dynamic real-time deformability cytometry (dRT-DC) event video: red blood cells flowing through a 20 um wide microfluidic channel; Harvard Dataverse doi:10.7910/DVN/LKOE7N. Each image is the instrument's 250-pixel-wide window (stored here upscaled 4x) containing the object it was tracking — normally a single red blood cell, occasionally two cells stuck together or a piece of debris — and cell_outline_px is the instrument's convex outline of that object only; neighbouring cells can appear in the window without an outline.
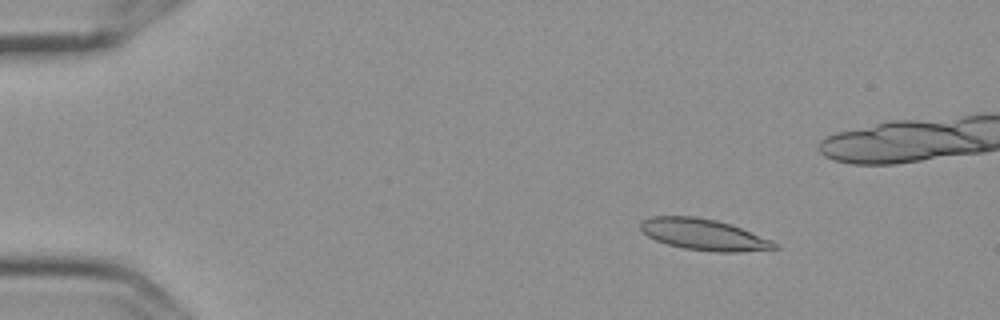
{"species": "Egyptian fruit bat (a non-hibernating species)", "species_latin": "Rousettus aegyptiacus", "temperature_condition": "cold", "stored_images_in_passage": 11, "camera_frame_rate_fps": 3000, "um_per_image_px": 0.085, "frame": {"image": 1, "passage_image": 1, "time_ms": 0.0, "image_size_px": [1000, 320], "cell_outline_px": [[780, 248], [740, 252], [716, 252], [684, 248], [668, 244], [656, 240], [648, 236], [640, 228], [640, 220], [648, 216], [696, 216], [716, 220], [740, 228], [772, 240]], "centroid_in_image_um": [59.78, 19.93], "position_along_channel_um": 25.2, "area_um2": 24.28}}
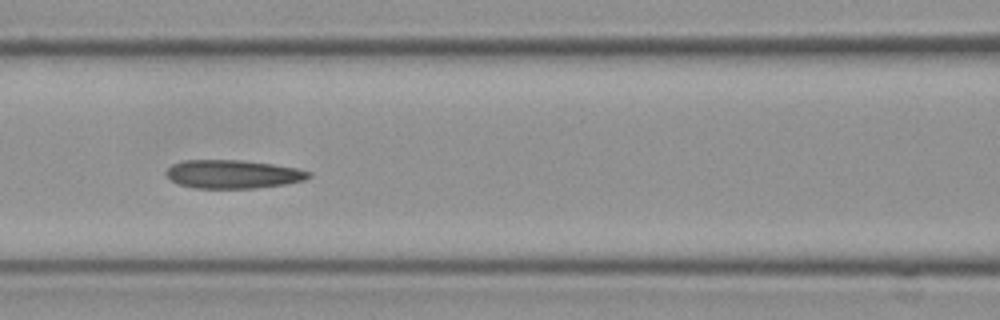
{"frame": {"image": 2, "passage_image": 6, "time_ms": 1.667, "image_size_px": [1000, 320], "cell_outline_px": [[312, 176], [304, 180], [284, 184], [256, 188], [196, 188], [180, 184], [172, 180], [164, 172], [172, 164], [184, 160], [240, 160], [272, 164], [296, 168], [312, 172]], "centroid_in_image_um": [19.81, 14.8], "position_along_channel_um": 146.8, "area_um2": 23.52}}
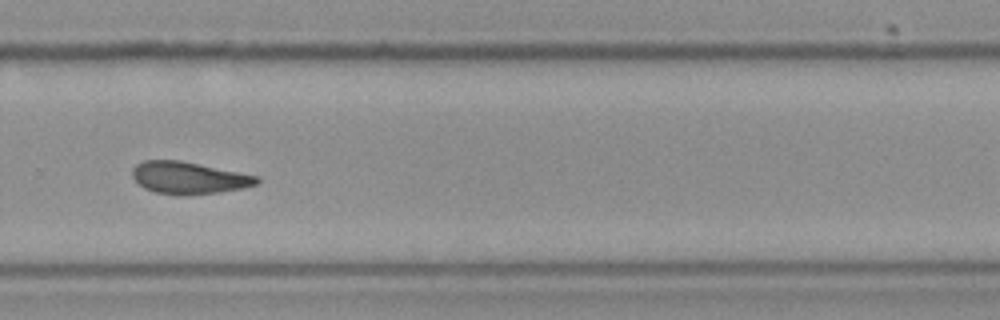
{"frame": {"image": 3, "passage_image": 10, "time_ms": 3.0, "image_size_px": [1000, 320], "cell_outline_px": [[260, 180], [256, 184], [244, 188], [220, 192], [156, 192], [144, 188], [132, 176], [132, 168], [136, 164], [144, 160], [180, 160], [260, 176]], "centroid_in_image_um": [16.07, 15.06], "position_along_channel_um": 313.7, "area_um2": 22.48}}